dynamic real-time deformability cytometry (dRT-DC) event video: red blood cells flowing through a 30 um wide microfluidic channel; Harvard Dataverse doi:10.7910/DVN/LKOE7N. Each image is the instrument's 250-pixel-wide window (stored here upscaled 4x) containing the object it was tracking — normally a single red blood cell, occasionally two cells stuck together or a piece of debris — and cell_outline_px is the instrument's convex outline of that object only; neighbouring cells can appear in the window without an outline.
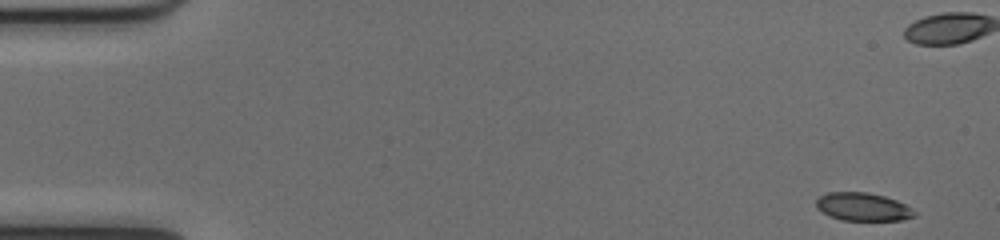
{"species": "common noctule bat (a hibernating species)", "species_latin": "Nyctalus noctula", "temperature_condition": "cold", "stored_images_in_passage": 51, "camera_frame_rate_fps": 3000, "um_per_image_px": 0.085, "animal": {"sex": "female", "body_mass_g": 17.0, "forearm_length_mm": 48.0}, "frame": {"image": 1, "passage_image": 1, "time_ms": 0.0, "image_size_px": [1000, 240], "cell_outline_px": [[916, 216], [900, 220], [840, 220], [828, 216], [816, 208], [816, 200], [820, 196], [828, 192], [868, 192], [884, 196], [896, 200], [912, 208], [916, 212]], "centroid_in_image_um": [73.32, 17.58], "position_along_channel_um": 11.7, "area_um2": 16.18}}
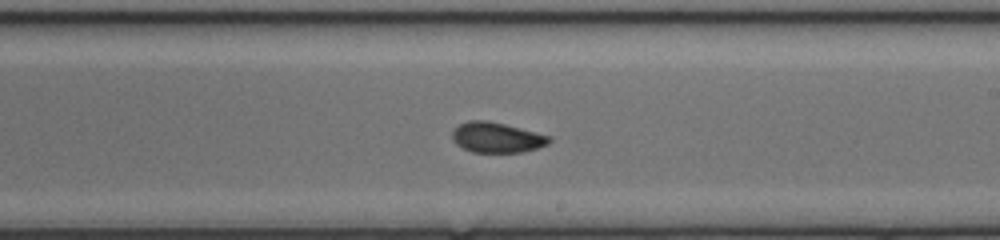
{"frame": {"image": 2, "passage_image": 29, "time_ms": 9.333, "image_size_px": [1000, 240], "cell_outline_px": [[552, 140], [548, 144], [536, 148], [520, 152], [472, 152], [456, 144], [452, 140], [452, 132], [460, 124], [468, 120], [488, 120], [552, 136]], "centroid_in_image_um": [42.23, 11.68], "position_along_channel_um": 246.8, "area_um2": 17.05}}
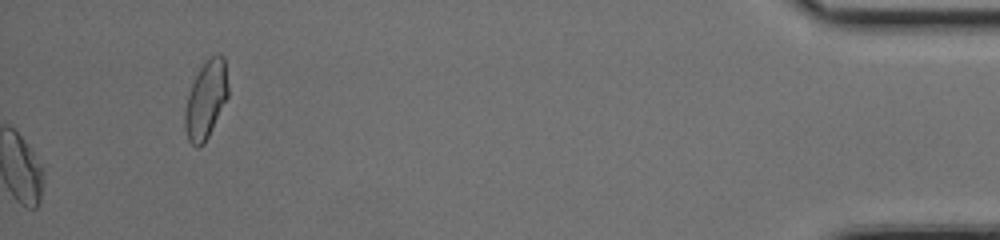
{"frame": {"image": 3, "passage_image": 51, "time_ms": 16.667, "image_size_px": [1000, 240], "cell_outline_px": [[228, 96], [204, 144], [196, 148], [188, 140], [184, 128], [184, 112], [188, 96], [192, 84], [200, 68], [212, 56], [224, 56], [228, 88]], "centroid_in_image_um": [17.49, 8.53], "position_along_channel_um": 417.7, "area_um2": 19.13}, "authors_computed_cell_mechanics": {"area_um2": 17.5134, "velocity_mm_per_s": 4.0122, "shape_relaxation_time_tau1_ms": null, "shape_relaxation_time_tau2_ms": 1.6089, "deformation_change_tau1": null, "deformation_change_tau2": 0.0577}}